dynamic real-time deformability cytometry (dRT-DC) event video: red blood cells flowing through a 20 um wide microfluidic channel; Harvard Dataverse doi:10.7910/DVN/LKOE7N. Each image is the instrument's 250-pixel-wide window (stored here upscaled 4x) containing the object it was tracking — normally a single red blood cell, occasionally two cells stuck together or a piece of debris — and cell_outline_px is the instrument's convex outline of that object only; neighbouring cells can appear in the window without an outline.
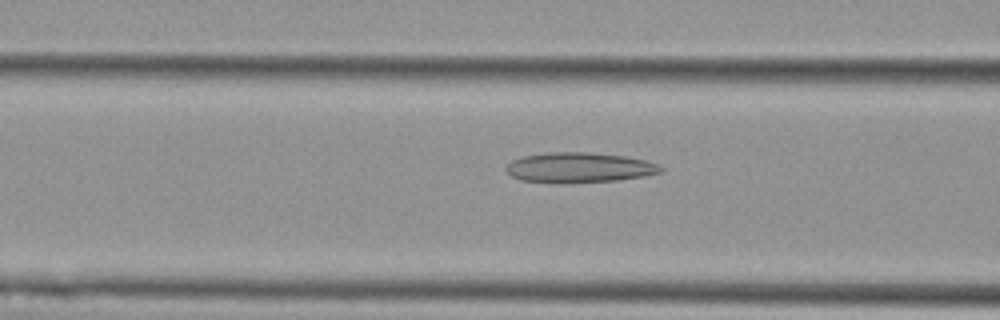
{"species": "Egyptian fruit bat (a non-hibernating species)", "species_latin": "Rousettus aegyptiacus", "temperature_condition": "cold", "stored_images_in_passage": 53, "camera_frame_rate_fps": 3000, "um_per_image_px": 0.085, "animal": {"sex": "female"}, "frame": {"image": 1, "passage_image": 21, "time_ms": 6.667, "image_size_px": [1000, 320], "cell_outline_px": [[664, 172], [644, 176], [616, 180], [520, 180], [512, 176], [504, 168], [512, 160], [520, 156], [548, 152], [588, 152], [624, 156], [644, 160], [660, 164], [664, 168]], "centroid_in_image_um": [49.28, 14.18], "position_along_channel_um": 117.3, "area_um2": 26.13}}
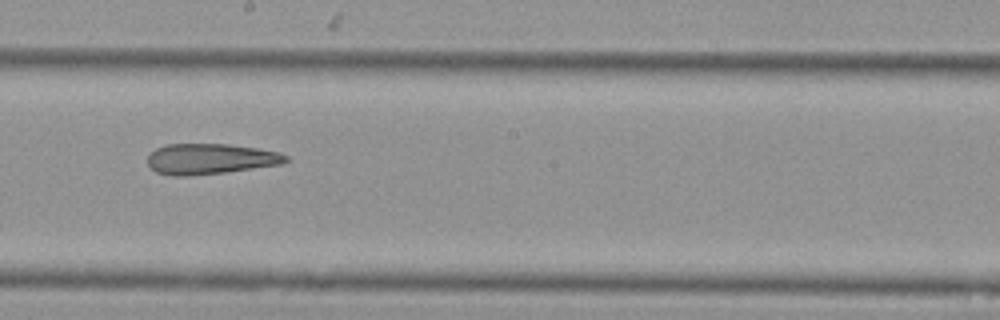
{"frame": {"image": 2, "passage_image": 30, "time_ms": 9.667, "image_size_px": [1000, 320], "cell_outline_px": [[288, 160], [284, 164], [224, 172], [188, 176], [172, 176], [156, 172], [148, 164], [148, 156], [156, 148], [168, 144], [228, 144], [256, 148], [280, 152], [288, 156]], "centroid_in_image_um": [17.89, 13.51], "position_along_channel_um": 230.3, "area_um2": 24.62}}
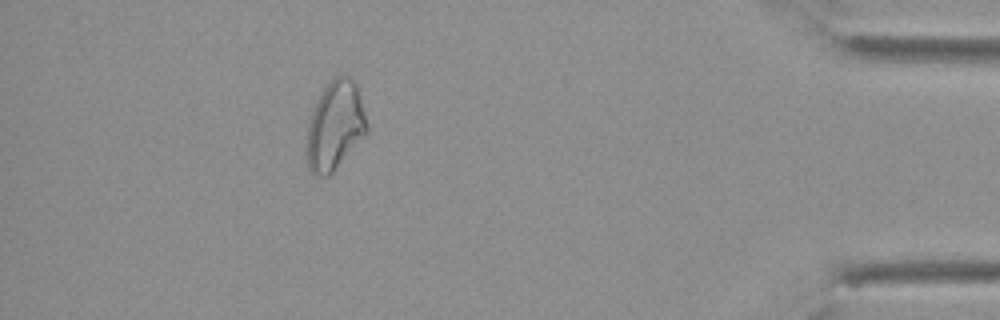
{"frame": {"image": 3, "passage_image": 48, "time_ms": 15.667, "image_size_px": [1000, 320], "cell_outline_px": [[368, 132], [332, 172], [328, 176], [320, 176], [312, 172], [308, 168], [304, 148], [308, 124], [312, 108], [320, 92], [340, 72], [344, 72], [356, 84], [360, 96], [368, 128]], "centroid_in_image_um": [28.44, 10.67], "position_along_channel_um": 406.8, "area_um2": 31.44}, "authors_computed_cell_mechanics": {"area_um2": 29.0156, "velocity_mm_per_s": 3.7765, "shape_relaxation_time_tau1_ms": null, "shape_relaxation_time_tau2_ms": 10.0994, "deformation_change_tau1": null, "deformation_change_tau2": 0.251}}